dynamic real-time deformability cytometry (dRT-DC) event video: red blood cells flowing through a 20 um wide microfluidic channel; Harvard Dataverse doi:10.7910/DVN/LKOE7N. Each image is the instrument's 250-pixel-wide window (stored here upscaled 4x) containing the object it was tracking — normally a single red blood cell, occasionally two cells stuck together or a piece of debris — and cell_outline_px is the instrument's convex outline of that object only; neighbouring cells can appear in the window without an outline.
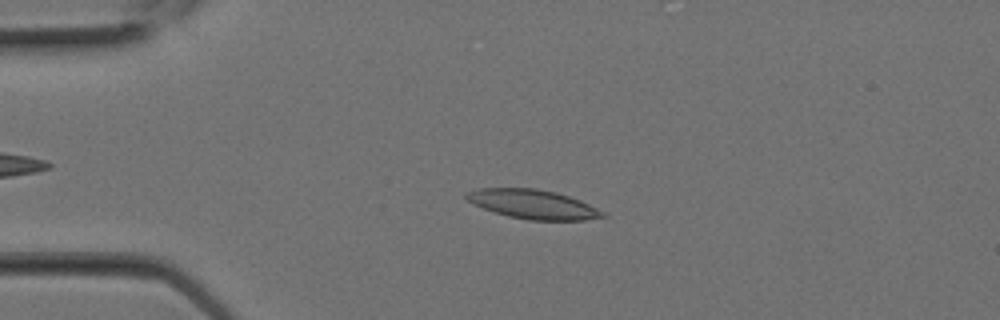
{"species": "Egyptian fruit bat (a non-hibernating species)", "species_latin": "Rousettus aegyptiacus", "temperature_condition": "room temperature", "stored_images_in_passage": 20, "camera_frame_rate_fps": 3000, "um_per_image_px": 0.085, "animal": {"sex": "female"}, "frame": {"image": 1, "passage_image": 1, "time_ms": 0.0, "image_size_px": [1000, 320], "cell_outline_px": [[608, 216], [584, 220], [528, 220], [508, 216], [472, 204], [464, 196], [464, 192], [480, 188], [536, 188], [556, 192], [580, 200], [604, 212]], "centroid_in_image_um": [45.28, 17.35], "position_along_channel_um": 39.7, "area_um2": 23.12}}
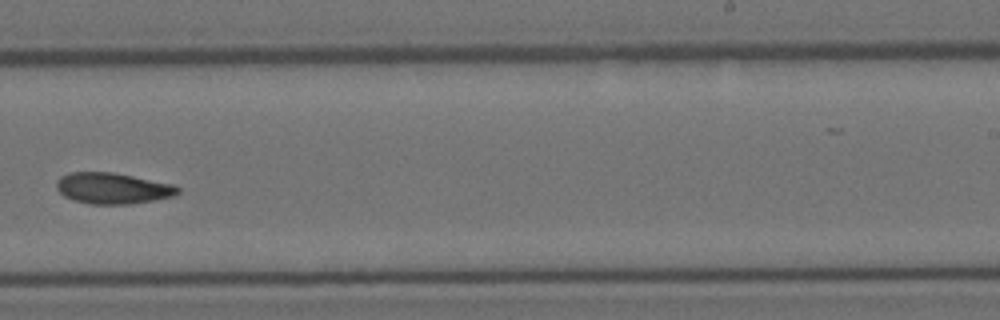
{"frame": {"image": 2, "passage_image": 11, "time_ms": 3.333, "image_size_px": [1000, 320], "cell_outline_px": [[180, 192], [172, 196], [156, 200], [132, 204], [88, 204], [72, 200], [64, 196], [56, 188], [56, 180], [60, 176], [68, 172], [112, 172], [172, 184], [180, 188]], "centroid_in_image_um": [9.54, 16.01], "position_along_channel_um": 279.5, "area_um2": 22.08}}
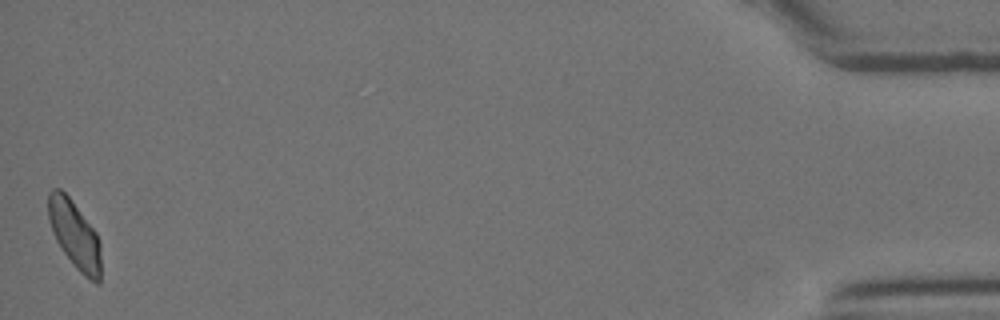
{"frame": {"image": 3, "passage_image": 20, "time_ms": 6.333, "image_size_px": [1000, 320], "cell_outline_px": [[100, 284], [96, 284], [88, 280], [72, 264], [60, 248], [52, 232], [48, 220], [48, 192], [52, 188], [60, 188], [68, 196], [96, 232], [100, 240]], "centroid_in_image_um": [6.33, 19.97], "position_along_channel_um": 428.9, "area_um2": 20.98}}